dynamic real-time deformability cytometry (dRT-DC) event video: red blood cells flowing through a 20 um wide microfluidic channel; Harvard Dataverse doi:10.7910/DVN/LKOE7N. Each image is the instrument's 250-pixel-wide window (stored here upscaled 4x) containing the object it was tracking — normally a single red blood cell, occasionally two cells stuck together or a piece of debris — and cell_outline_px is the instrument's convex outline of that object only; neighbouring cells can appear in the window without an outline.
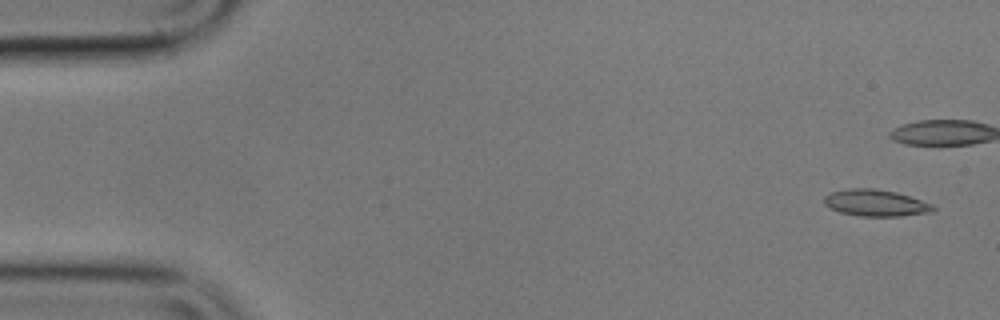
{"species": "common noctule bat (a hibernating species)", "species_latin": "Nyctalus noctula", "temperature_condition": "cold", "stored_images_in_passage": 17, "camera_frame_rate_fps": 3000, "um_per_image_px": 0.085, "animal": {"sex": "male", "body_mass_g": 17.9}, "frame": {"image": 1, "passage_image": 3, "time_ms": 0.667, "image_size_px": [1000, 320], "cell_outline_px": [[936, 208], [932, 212], [900, 216], [860, 216], [840, 212], [828, 208], [824, 204], [824, 196], [832, 192], [848, 188], [876, 188], [896, 192], [932, 204]], "centroid_in_image_um": [74.4, 17.25], "position_along_channel_um": 10.6, "area_um2": 16.94}}
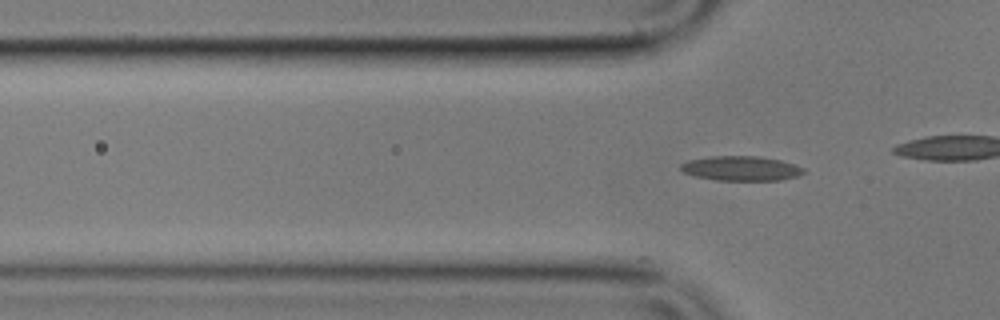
{"frame": {"image": 2, "passage_image": 17, "time_ms": 5.333, "image_size_px": [1000, 320], "cell_outline_px": [[804, 172], [796, 176], [780, 180], [716, 180], [696, 176], [684, 172], [680, 168], [680, 164], [688, 160], [712, 156], [760, 156], [780, 160], [804, 168]], "centroid_in_image_um": [62.97, 14.31], "position_along_channel_um": 62.8, "area_um2": 17.46}}